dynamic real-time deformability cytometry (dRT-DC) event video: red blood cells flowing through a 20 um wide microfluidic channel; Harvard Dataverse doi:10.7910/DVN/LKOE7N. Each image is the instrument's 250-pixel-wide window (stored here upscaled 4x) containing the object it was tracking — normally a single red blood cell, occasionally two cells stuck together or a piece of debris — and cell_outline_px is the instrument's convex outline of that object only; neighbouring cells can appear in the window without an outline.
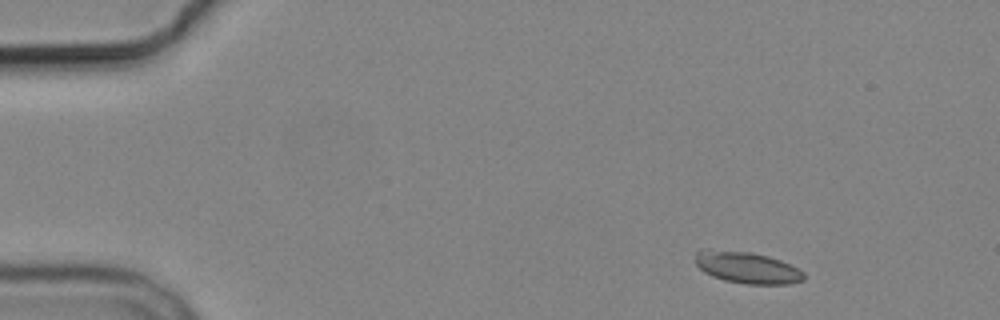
{"species": "common noctule bat (a hibernating species)", "species_latin": "Nyctalus noctula", "temperature_condition": "cold", "stored_images_in_passage": 5, "segment_of_instrument_passage": [1, 2], "camera_frame_rate_fps": 3000, "um_per_image_px": 0.085, "animal": {"sex": "male", "body_mass_g": 19.2, "forearm_length_mm": 51.8}, "frame": {"image": 1, "passage_image": 1, "time_ms": 0.0, "image_size_px": [1000, 320], "cell_outline_px": [[804, 280], [788, 284], [744, 284], [724, 280], [712, 276], [704, 272], [696, 264], [696, 252], [700, 248], [708, 248], [752, 252], [768, 256], [780, 260], [804, 272]], "centroid_in_image_um": [63.45, 22.72], "position_along_channel_um": 21.5, "area_um2": 20.17}}
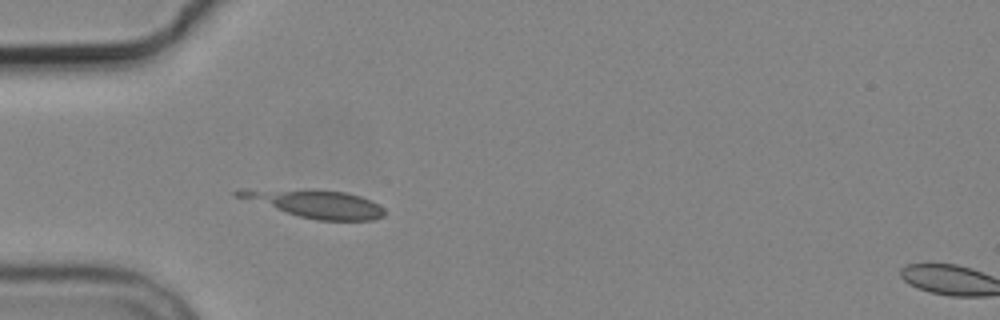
{"frame": {"image": 2, "passage_image": 4, "time_ms": 3.333, "image_size_px": [1000, 320], "cell_outline_px": [[384, 216], [372, 220], [316, 220], [300, 216], [236, 196], [232, 192], [244, 188], [344, 192], [360, 196], [372, 200], [384, 208]], "centroid_in_image_um": [26.85, 17.32], "position_along_channel_um": 58.1, "area_um2": 22.95}}